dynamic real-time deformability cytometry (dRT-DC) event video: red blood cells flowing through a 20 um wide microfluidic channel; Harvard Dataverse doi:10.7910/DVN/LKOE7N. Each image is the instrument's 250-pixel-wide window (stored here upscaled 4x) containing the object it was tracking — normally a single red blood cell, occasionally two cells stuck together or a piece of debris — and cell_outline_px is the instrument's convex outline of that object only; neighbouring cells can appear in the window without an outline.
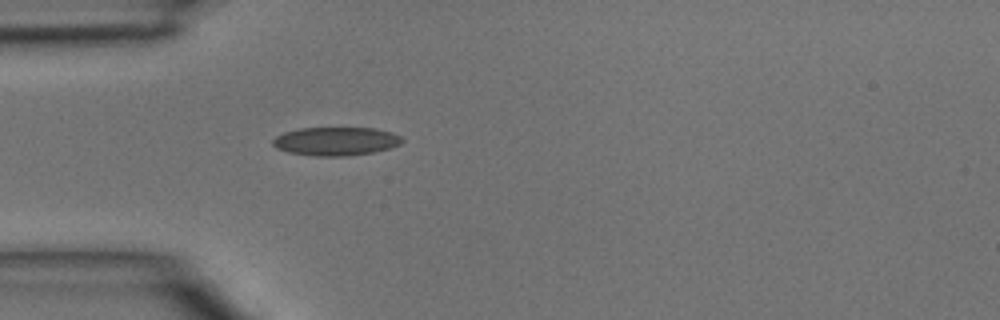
{"species": "common noctule bat (a hibernating species)", "species_latin": "Nyctalus noctula", "temperature_condition": "room temperature", "stored_images_in_passage": 1, "camera_frame_rate_fps": 3000, "um_per_image_px": 0.085, "animal": {"sex": "male", "body_mass_g": 15.6}, "frame": {"image": 1, "passage_image": 1, "time_ms": 0.0, "image_size_px": [1000, 320], "cell_outline_px": [[404, 140], [400, 144], [388, 148], [372, 152], [344, 156], [316, 156], [288, 152], [276, 148], [272, 144], [272, 140], [276, 136], [284, 132], [300, 128], [376, 128], [392, 132], [400, 136]], "centroid_in_image_um": [28.53, 12.0], "position_along_channel_um": 56.5, "area_um2": 21.39}}